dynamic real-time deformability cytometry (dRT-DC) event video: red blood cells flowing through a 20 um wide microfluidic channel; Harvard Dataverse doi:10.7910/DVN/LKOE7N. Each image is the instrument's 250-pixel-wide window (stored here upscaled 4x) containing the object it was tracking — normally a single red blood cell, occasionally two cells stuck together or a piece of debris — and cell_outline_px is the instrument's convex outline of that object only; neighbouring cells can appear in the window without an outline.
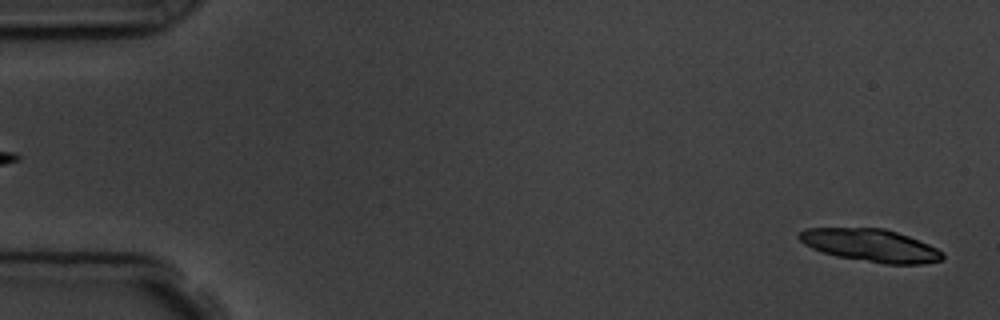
{"species": "common noctule bat (a hibernating species)", "species_latin": "Nyctalus noctula", "temperature_condition": "room temperature", "stored_images_in_passage": 5, "camera_frame_rate_fps": 3000, "um_per_image_px": 0.085, "animal": {"sex": "male", "body_mass_g": 19.5, "forearm_length_mm": 54.6}, "frame": {"image": 1, "passage_image": 5, "time_ms": 4.667, "image_size_px": [1000, 320], "cell_outline_px": [[944, 256], [940, 260], [920, 264], [884, 264], [836, 256], [812, 248], [804, 244], [796, 236], [804, 228], [884, 228], [908, 236], [928, 244], [944, 252]], "centroid_in_image_um": [73.99, 20.85], "position_along_channel_um": 11.0, "area_um2": 27.17}}